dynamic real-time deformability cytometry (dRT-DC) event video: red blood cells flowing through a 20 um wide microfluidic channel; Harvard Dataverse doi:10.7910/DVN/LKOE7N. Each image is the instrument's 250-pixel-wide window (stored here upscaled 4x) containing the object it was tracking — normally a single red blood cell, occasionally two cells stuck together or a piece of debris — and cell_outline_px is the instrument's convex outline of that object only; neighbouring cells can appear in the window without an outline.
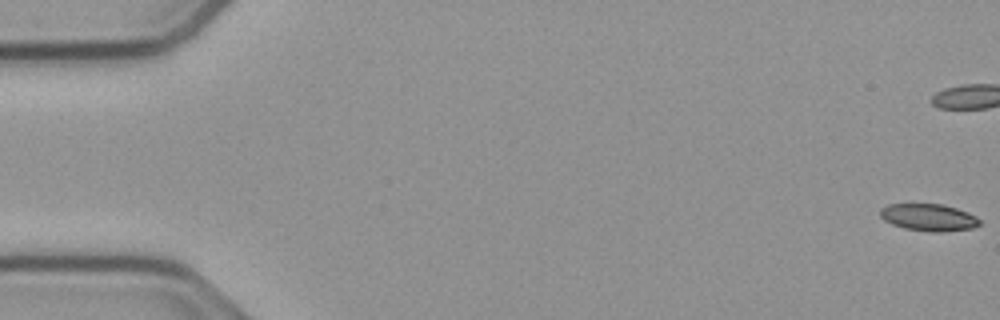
{"species": "common noctule bat (a hibernating species)", "species_latin": "Nyctalus noctula", "temperature_condition": "cold", "stored_images_in_passage": 56, "camera_frame_rate_fps": 3000, "um_per_image_px": 0.085, "animal": {"sex": "male", "body_mass_g": 23.1, "forearm_length_mm": 52.7}, "frame": {"image": 1, "passage_image": 1, "time_ms": 0.0, "image_size_px": [1000, 320], "cell_outline_px": [[980, 224], [972, 228], [944, 232], [932, 232], [904, 228], [892, 224], [884, 220], [880, 216], [880, 208], [888, 204], [944, 204], [968, 212], [976, 216], [980, 220]], "centroid_in_image_um": [78.94, 18.47], "position_along_channel_um": 6.1, "area_um2": 15.78}}
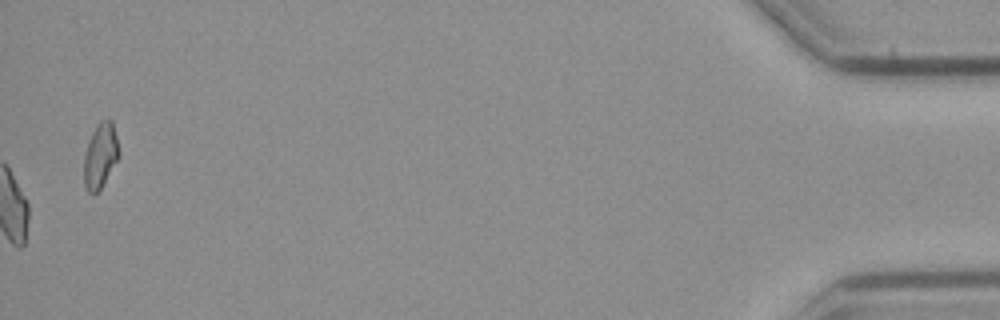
{"frame": {"image": 2, "passage_image": 56, "time_ms": 18.333, "image_size_px": [1000, 320], "cell_outline_px": [[120, 156], [100, 188], [92, 196], [88, 192], [84, 184], [84, 156], [92, 132], [96, 124], [100, 120], [108, 116], [112, 120], [120, 152]], "centroid_in_image_um": [8.54, 13.18], "position_along_channel_um": 426.7, "area_um2": 13.35}}